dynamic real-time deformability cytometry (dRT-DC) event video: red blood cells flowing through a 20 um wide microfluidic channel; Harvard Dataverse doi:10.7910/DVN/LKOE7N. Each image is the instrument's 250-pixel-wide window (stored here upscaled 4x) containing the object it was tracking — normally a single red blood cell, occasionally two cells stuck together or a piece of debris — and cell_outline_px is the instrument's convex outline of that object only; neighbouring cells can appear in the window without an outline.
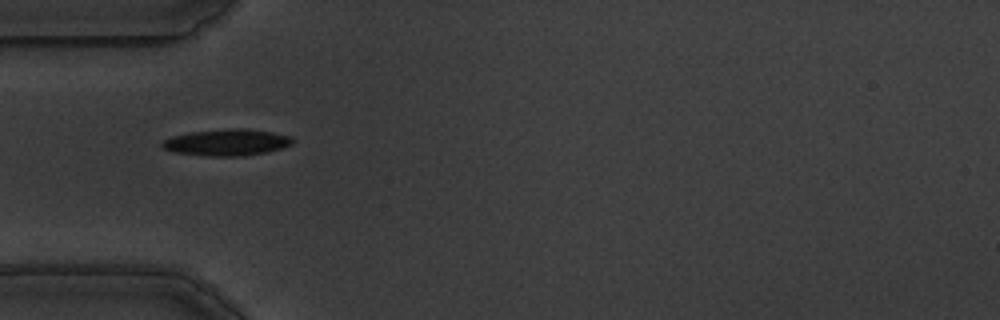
{"species": "common noctule bat (a hibernating species)", "species_latin": "Nyctalus noctula", "temperature_condition": "warm", "stored_images_in_passage": 33, "camera_frame_rate_fps": 3000, "um_per_image_px": 0.085, "animal": {"sex": "male", "body_mass_g": 19.5, "forearm_length_mm": 54.6}, "frame": {"image": 1, "passage_image": 1, "time_ms": 0.0, "image_size_px": [1000, 320], "cell_outline_px": [[296, 140], [292, 144], [268, 152], [244, 156], [204, 156], [172, 152], [164, 148], [160, 144], [164, 140], [172, 136], [192, 132], [228, 128], [248, 128], [272, 132], [292, 136]], "centroid_in_image_um": [19.31, 12.1], "position_along_channel_um": 65.7, "area_um2": 20.4}}
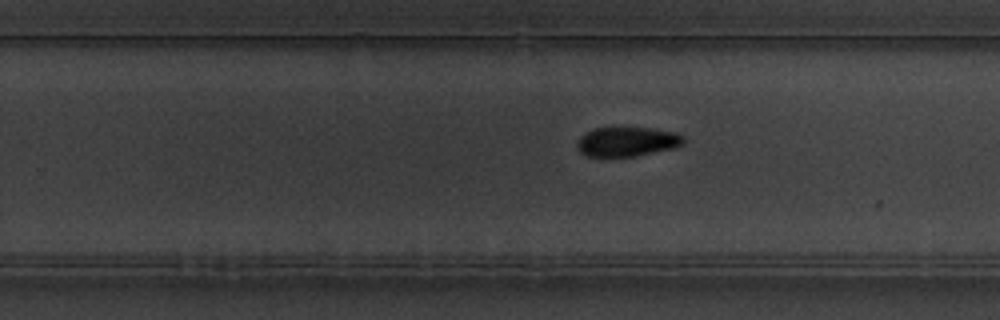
{"frame": {"image": 2, "passage_image": 19, "time_ms": 6.0, "image_size_px": [1000, 320], "cell_outline_px": [[684, 144], [676, 148], [636, 156], [588, 156], [580, 152], [576, 148], [576, 140], [584, 132], [592, 128], [652, 128], [676, 132], [684, 136]], "centroid_in_image_um": [53.3, 12.04], "position_along_channel_um": 276.5, "area_um2": 18.55}}
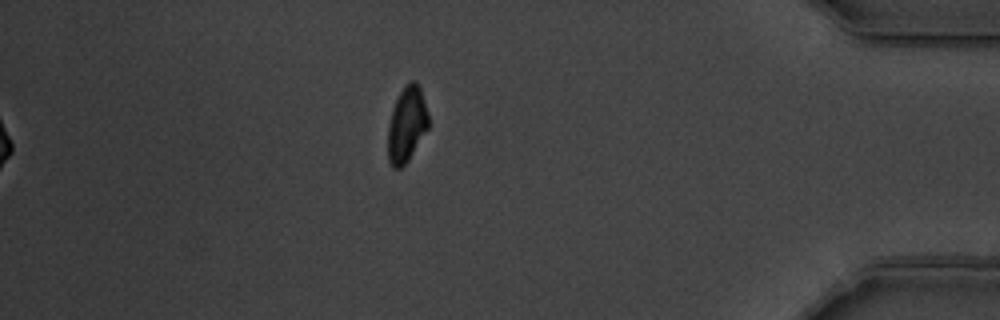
{"frame": {"image": 3, "passage_image": 33, "time_ms": 10.667, "image_size_px": [1000, 320], "cell_outline_px": [[428, 128], [408, 160], [400, 168], [392, 168], [388, 160], [388, 124], [392, 108], [400, 92], [412, 80], [416, 80], [420, 88], [428, 112]], "centroid_in_image_um": [34.56, 10.59], "position_along_channel_um": 400.6, "area_um2": 17.63}, "authors_computed_cell_mechanics": {"area_um2": 18.9584, "velocity_mm_per_s": 3.5241, "shape_relaxation_time_tau1_ms": 4.1236, "shape_relaxation_time_tau2_ms": null, "deformation_change_tau1": 0.1454, "deformation_change_tau2": null}}